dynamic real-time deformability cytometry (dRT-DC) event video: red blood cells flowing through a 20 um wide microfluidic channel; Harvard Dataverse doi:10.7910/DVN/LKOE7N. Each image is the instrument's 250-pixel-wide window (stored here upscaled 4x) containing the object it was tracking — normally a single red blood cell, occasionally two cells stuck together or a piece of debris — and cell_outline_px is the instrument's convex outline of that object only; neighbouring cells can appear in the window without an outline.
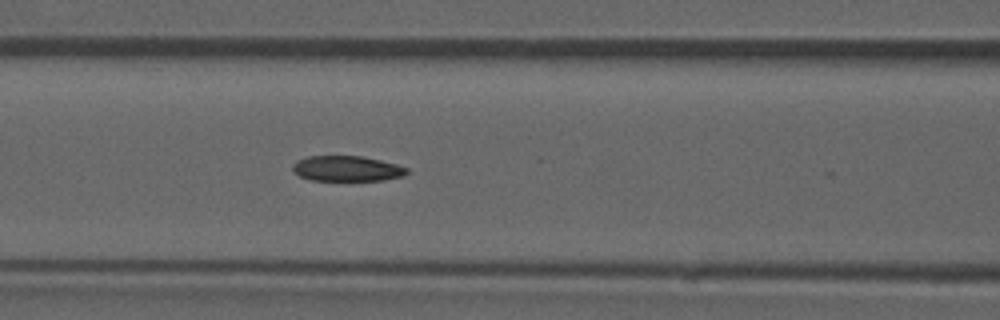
{"species": "common noctule bat (a hibernating species)", "species_latin": "Nyctalus noctula", "temperature_condition": "room temperature", "stored_images_in_passage": 44, "camera_frame_rate_fps": 3000, "um_per_image_px": 0.085, "animal": {"sex": "male", "forearm_length_mm": 52.5}, "frame": {"image": 1, "passage_image": 13, "time_ms": 4.0, "image_size_px": [1000, 320], "cell_outline_px": [[408, 172], [404, 176], [384, 180], [312, 180], [300, 176], [292, 168], [292, 164], [296, 160], [308, 156], [360, 156], [380, 160], [396, 164], [408, 168]], "centroid_in_image_um": [29.49, 14.32], "position_along_channel_um": 137.1, "area_um2": 16.82}, "authors_computed_cell_mechanics": {"area_um2": 17.9758, "velocity_mm_per_s": 3.8995, "shape_relaxation_time_tau1_ms": null, "shape_relaxation_time_tau2_ms": 2.1797, "deformation_change_tau1": null, "deformation_change_tau2": 0.0691}}